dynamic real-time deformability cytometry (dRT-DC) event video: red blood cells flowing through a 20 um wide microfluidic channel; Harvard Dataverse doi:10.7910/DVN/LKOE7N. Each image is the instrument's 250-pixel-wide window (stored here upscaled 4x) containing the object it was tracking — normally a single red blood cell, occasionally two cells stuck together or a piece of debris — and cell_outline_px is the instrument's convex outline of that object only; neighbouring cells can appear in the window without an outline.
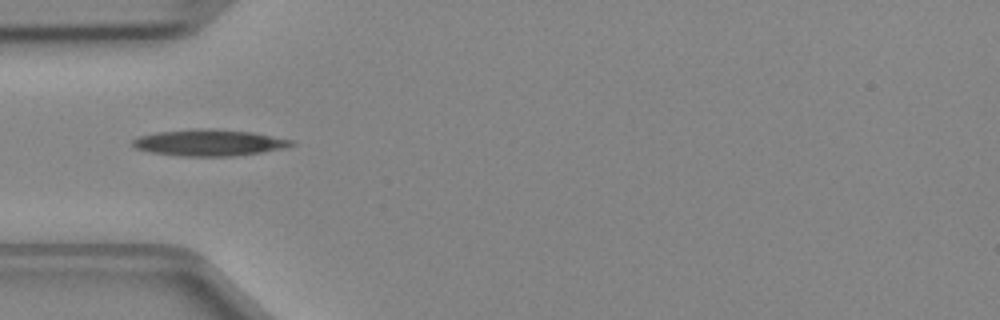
{"species": "Egyptian fruit bat (a non-hibernating species)", "species_latin": "Rousettus aegyptiacus", "temperature_condition": "cold", "stored_images_in_passage": 34, "camera_frame_rate_fps": 3000, "um_per_image_px": 0.085, "animal": {"sex": "female"}, "frame": {"image": 1, "passage_image": 1, "time_ms": 0.0, "image_size_px": [1000, 320], "cell_outline_px": [[296, 144], [288, 148], [232, 156], [176, 156], [148, 152], [136, 148], [132, 144], [132, 140], [140, 136], [156, 132], [196, 128], [212, 128], [252, 132], [296, 140]], "centroid_in_image_um": [17.81, 12.12], "position_along_channel_um": 67.2, "area_um2": 24.8}}
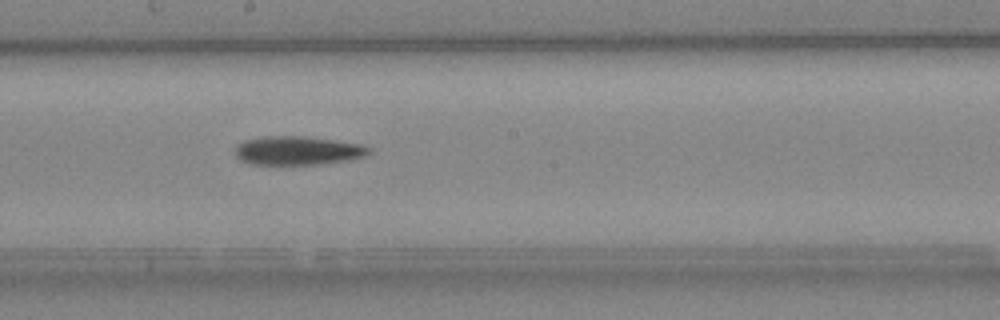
{"frame": {"image": 2, "passage_image": 12, "time_ms": 3.667, "image_size_px": [1000, 320], "cell_outline_px": [[372, 152], [364, 156], [348, 160], [320, 164], [252, 164], [240, 160], [236, 156], [236, 144], [244, 140], [264, 136], [304, 136], [360, 144], [372, 148]], "centroid_in_image_um": [25.3, 12.79], "position_along_channel_um": 222.9, "area_um2": 22.37}}
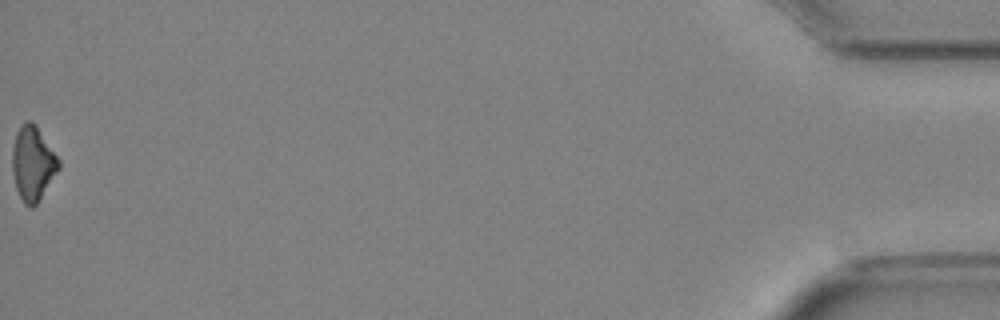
{"frame": {"image": 3, "passage_image": 34, "time_ms": 11.0, "image_size_px": [1000, 320], "cell_outline_px": [[60, 168], [40, 200], [32, 208], [24, 204], [16, 188], [12, 172], [12, 148], [16, 132], [28, 120], [32, 120], [36, 124], [60, 160]], "centroid_in_image_um": [2.8, 13.9], "position_along_channel_um": 432.4, "area_um2": 20.23}}